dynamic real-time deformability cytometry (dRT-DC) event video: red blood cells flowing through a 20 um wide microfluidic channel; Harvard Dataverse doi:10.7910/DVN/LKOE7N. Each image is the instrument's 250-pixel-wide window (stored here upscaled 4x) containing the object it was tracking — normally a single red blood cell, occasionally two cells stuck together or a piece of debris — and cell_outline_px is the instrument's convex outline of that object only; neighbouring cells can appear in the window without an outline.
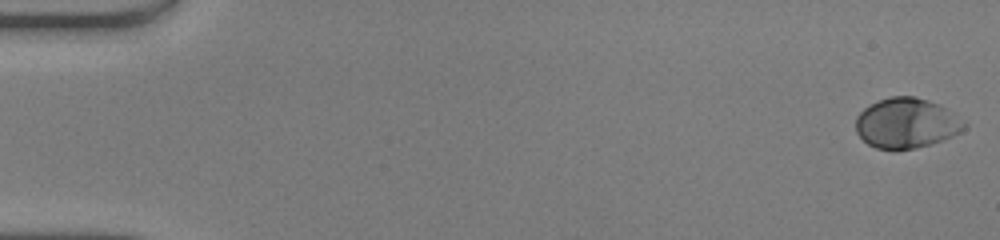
{"species": "human", "species_latin": "Homo sapiens", "temperature_condition": "warm", "stored_images_in_passage": 50, "camera_frame_rate_fps": 3000, "um_per_image_px": 0.085, "donor": {"sex": "male"}, "frame": {"image": 1, "passage_image": 1, "time_ms": 0.0, "image_size_px": [1000, 240], "cell_outline_px": [[968, 128], [952, 136], [916, 148], [896, 152], [876, 148], [868, 144], [856, 132], [856, 116], [864, 108], [880, 100], [892, 96], [916, 96], [940, 104], [968, 124]], "centroid_in_image_um": [77.04, 10.49], "position_along_channel_um": 8.0, "area_um2": 31.91}}
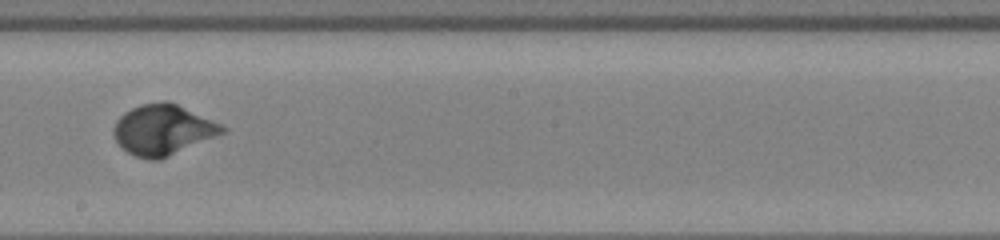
{"frame": {"image": 2, "passage_image": 29, "time_ms": 9.333, "image_size_px": [1000, 240], "cell_outline_px": [[228, 132], [160, 160], [148, 160], [136, 156], [128, 152], [116, 140], [112, 132], [112, 128], [116, 120], [124, 112], [140, 104], [164, 100], [168, 100], [220, 124], [228, 128]], "centroid_in_image_um": [13.85, 11.04], "position_along_channel_um": 234.3, "area_um2": 32.08}}
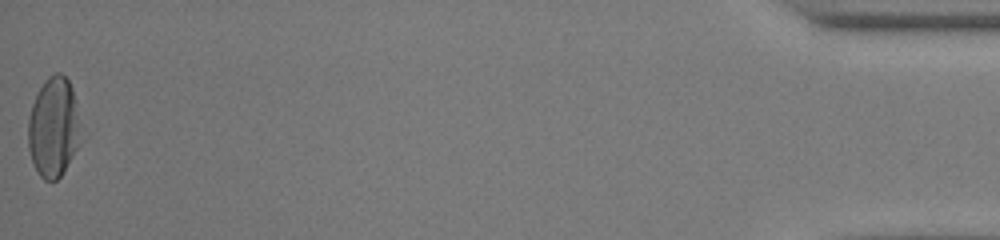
{"frame": {"image": 3, "passage_image": 50, "time_ms": 16.333, "image_size_px": [1000, 240], "cell_outline_px": [[88, 136], [60, 176], [56, 180], [44, 180], [40, 176], [32, 160], [28, 148], [28, 120], [32, 104], [44, 80], [48, 76], [56, 72], [60, 72], [68, 80], [72, 88]], "centroid_in_image_um": [4.66, 10.82], "position_along_channel_um": 430.5, "area_um2": 32.02}, "authors_computed_cell_mechanics": {"area_um2": 30.5762, "velocity_mm_per_s": 4.1688, "shape_relaxation_time_tau1_ms": 2.4616, "shape_relaxation_time_tau2_ms": null, "deformation_change_tau1": 0.185, "deformation_change_tau2": null}}